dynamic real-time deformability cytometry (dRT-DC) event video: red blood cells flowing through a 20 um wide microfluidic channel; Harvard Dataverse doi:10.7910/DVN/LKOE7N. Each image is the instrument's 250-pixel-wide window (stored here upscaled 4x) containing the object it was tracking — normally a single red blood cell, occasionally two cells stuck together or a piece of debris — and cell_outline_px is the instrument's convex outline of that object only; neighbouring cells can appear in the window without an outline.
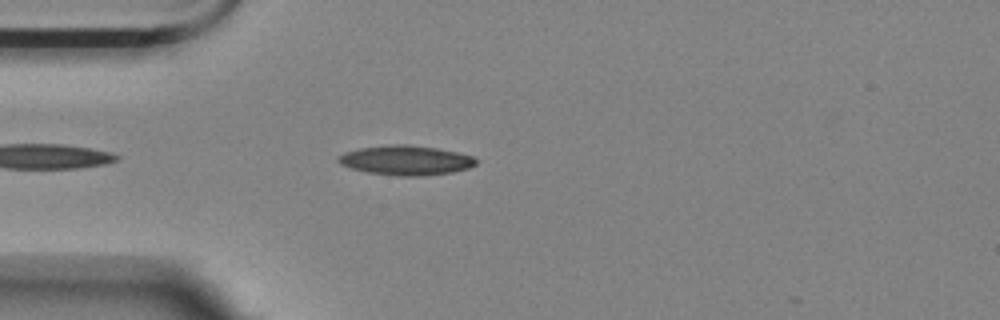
{"species": "Egyptian fruit bat (a non-hibernating species)", "species_latin": "Rousettus aegyptiacus", "temperature_condition": "room temperature", "stored_images_in_passage": 5, "camera_frame_rate_fps": 3000, "um_per_image_px": 0.085, "animal": {"sex": "female"}, "frame": {"image": 1, "passage_image": 4, "time_ms": 1.0, "image_size_px": [1000, 320], "cell_outline_px": [[476, 164], [468, 168], [452, 172], [420, 176], [400, 176], [368, 172], [352, 168], [340, 164], [336, 160], [336, 156], [344, 152], [360, 148], [388, 144], [408, 144], [436, 148], [456, 152], [472, 156], [476, 160]], "centroid_in_image_um": [34.45, 13.61], "position_along_channel_um": 50.5, "area_um2": 23.7}}